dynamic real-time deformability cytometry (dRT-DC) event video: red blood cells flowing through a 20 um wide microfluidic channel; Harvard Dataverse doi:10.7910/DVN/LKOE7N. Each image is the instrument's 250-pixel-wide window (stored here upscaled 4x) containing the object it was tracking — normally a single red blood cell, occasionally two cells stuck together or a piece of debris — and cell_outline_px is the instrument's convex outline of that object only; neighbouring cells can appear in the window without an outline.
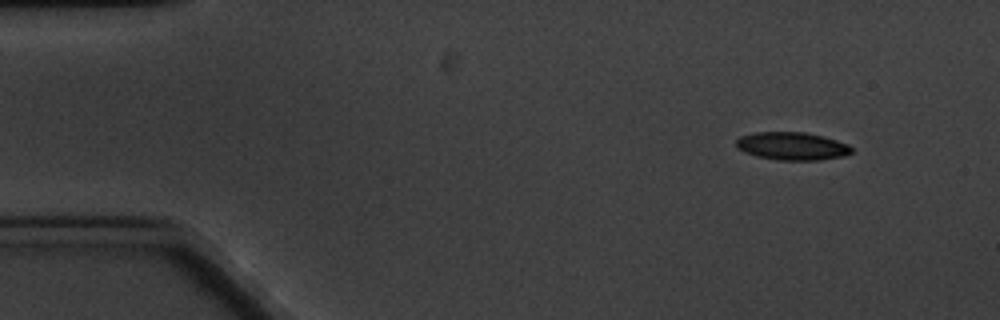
{"species": "common noctule bat (a hibernating species)", "species_latin": "Nyctalus noctula", "temperature_condition": "cold", "stored_images_in_passage": 4, "camera_frame_rate_fps": 3000, "um_per_image_px": 0.085, "animal": {"sex": "male", "body_mass_g": 20.1, "forearm_length_mm": 53.5}, "frame": {"image": 1, "passage_image": 1, "time_ms": 0.0, "image_size_px": [1000, 320], "cell_outline_px": [[852, 152], [844, 156], [820, 160], [776, 160], [756, 156], [744, 152], [736, 148], [736, 140], [740, 136], [756, 132], [804, 132], [836, 140], [848, 144], [852, 148]], "centroid_in_image_um": [67.3, 12.42], "position_along_channel_um": 17.7, "area_um2": 18.79}}
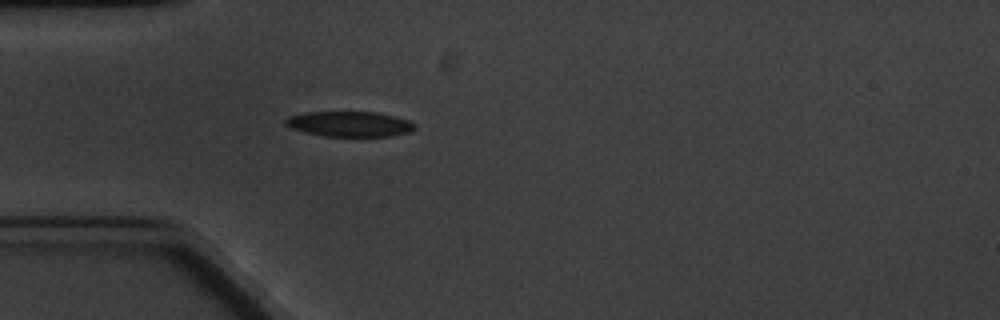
{"frame": {"image": 2, "passage_image": 4, "time_ms": 3.667, "image_size_px": [1000, 320], "cell_outline_px": [[416, 128], [408, 132], [392, 136], [324, 136], [292, 128], [284, 124], [284, 120], [288, 116], [304, 112], [376, 112], [408, 120]], "centroid_in_image_um": [29.67, 10.53], "position_along_channel_um": 55.3, "area_um2": 18.79}}